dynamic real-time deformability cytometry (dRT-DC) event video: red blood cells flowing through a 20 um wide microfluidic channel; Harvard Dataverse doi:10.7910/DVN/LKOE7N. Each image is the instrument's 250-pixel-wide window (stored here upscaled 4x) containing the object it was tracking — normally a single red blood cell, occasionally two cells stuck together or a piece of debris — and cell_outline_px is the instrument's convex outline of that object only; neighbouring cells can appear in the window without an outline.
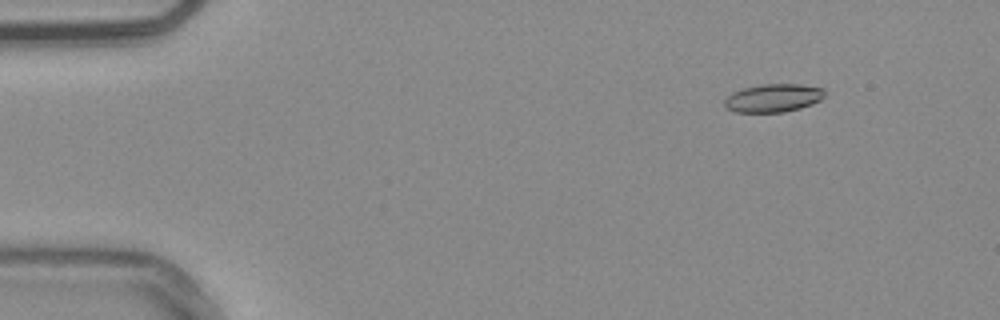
{"species": "common noctule bat (a hibernating species)", "species_latin": "Nyctalus noctula", "temperature_condition": "warm", "stored_images_in_passage": 49, "camera_frame_rate_fps": 3000, "um_per_image_px": 0.085, "animal": {"sex": "male", "body_mass_g": 20.4}, "frame": {"image": 1, "passage_image": 1, "time_ms": 0.0, "image_size_px": [1000, 320], "cell_outline_px": [[824, 96], [820, 100], [812, 104], [800, 108], [784, 112], [736, 112], [728, 108], [724, 104], [724, 100], [732, 92], [744, 88], [760, 84], [800, 84], [824, 88]], "centroid_in_image_um": [65.74, 8.32], "position_along_channel_um": 19.3, "area_um2": 16.42}}
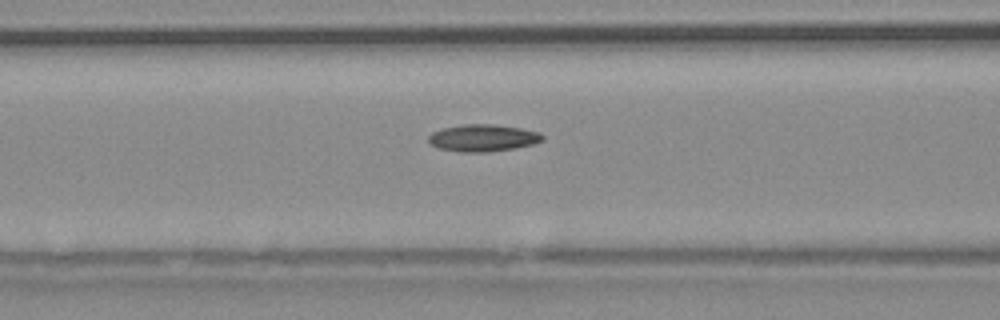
{"frame": {"image": 2, "passage_image": 17, "time_ms": 5.333, "image_size_px": [1000, 320], "cell_outline_px": [[544, 140], [532, 144], [516, 148], [488, 152], [460, 152], [440, 148], [428, 144], [428, 136], [432, 132], [444, 128], [464, 124], [492, 124], [520, 128], [540, 132], [544, 136]], "centroid_in_image_um": [41.05, 11.73], "position_along_channel_um": 125.6, "area_um2": 18.03}}
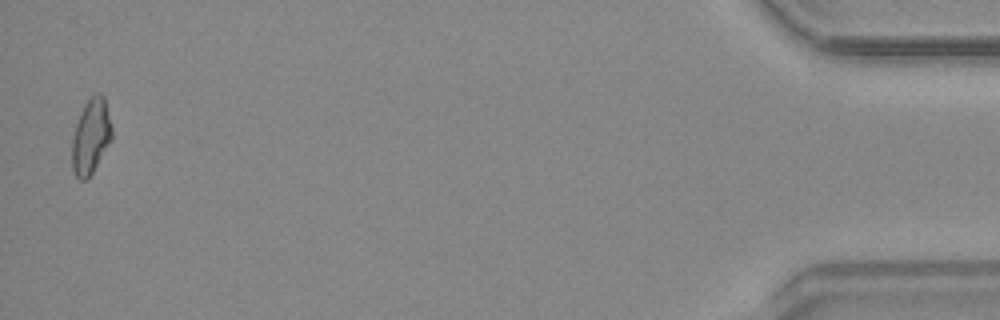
{"frame": {"image": 3, "passage_image": 48, "time_ms": 15.667, "image_size_px": [1000, 320], "cell_outline_px": [[112, 140], [92, 172], [84, 180], [80, 180], [76, 176], [72, 168], [72, 140], [76, 124], [80, 112], [84, 104], [96, 92], [100, 92], [104, 96], [112, 128]], "centroid_in_image_um": [7.73, 11.57], "position_along_channel_um": 427.5, "area_um2": 17.34}, "authors_computed_cell_mechanics": {"area_um2": 17.1088, "velocity_mm_per_s": 3.7848, "shape_relaxation_time_tau1_ms": 11.1773, "shape_relaxation_time_tau2_ms": 7.6732, "deformation_change_tau1": 0.2165, "deformation_change_tau2": 0.1461}}